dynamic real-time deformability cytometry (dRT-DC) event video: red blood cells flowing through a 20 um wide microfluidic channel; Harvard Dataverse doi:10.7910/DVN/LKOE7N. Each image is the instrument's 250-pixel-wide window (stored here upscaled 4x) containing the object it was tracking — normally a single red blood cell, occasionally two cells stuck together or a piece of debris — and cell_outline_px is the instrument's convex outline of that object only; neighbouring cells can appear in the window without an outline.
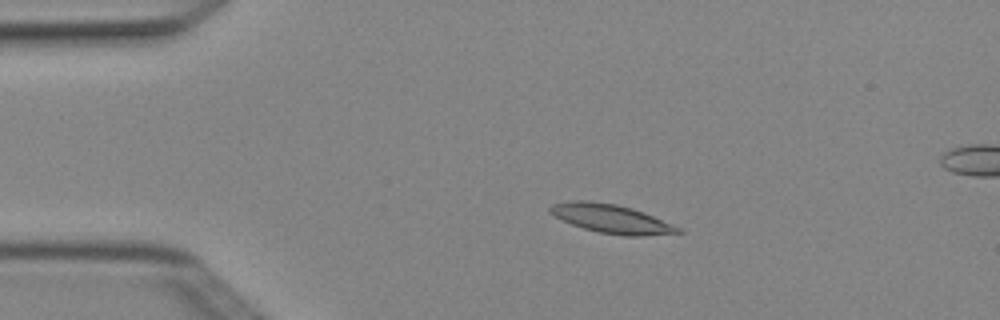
{"species": "Egyptian fruit bat (a non-hibernating species)", "species_latin": "Rousettus aegyptiacus", "temperature_condition": "cold", "stored_images_in_passage": 5, "camera_frame_rate_fps": 3000, "um_per_image_px": 0.085, "animal": {"sex": "female"}, "frame": {"image": 1, "passage_image": 3, "time_ms": 0.667, "image_size_px": [1000, 320], "cell_outline_px": [[684, 232], [644, 236], [624, 236], [600, 232], [584, 228], [572, 224], [548, 212], [548, 208], [552, 204], [572, 200], [588, 200], [616, 204], [632, 208], [644, 212], [672, 224], [680, 228]], "centroid_in_image_um": [51.96, 18.58], "position_along_channel_um": 33.0, "area_um2": 21.33}}